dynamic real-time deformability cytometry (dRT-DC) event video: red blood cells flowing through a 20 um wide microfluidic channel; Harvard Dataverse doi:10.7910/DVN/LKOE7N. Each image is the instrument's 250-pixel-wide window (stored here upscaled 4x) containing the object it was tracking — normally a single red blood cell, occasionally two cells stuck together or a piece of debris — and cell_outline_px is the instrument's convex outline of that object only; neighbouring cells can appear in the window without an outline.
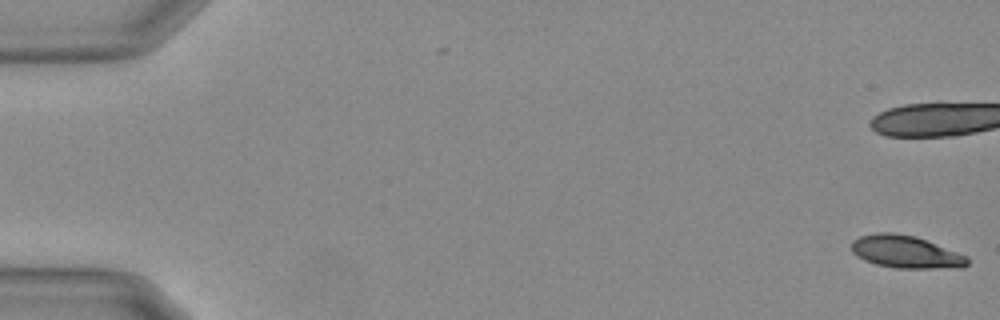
{"species": "Egyptian fruit bat (a non-hibernating species)", "species_latin": "Rousettus aegyptiacus", "temperature_condition": "warm", "stored_images_in_passage": 2, "camera_frame_rate_fps": 3000, "um_per_image_px": 0.085, "animal": {"sex": "female"}, "frame": {"image": 1, "passage_image": 2, "time_ms": 0.333, "image_size_px": [1000, 320], "cell_outline_px": [[968, 264], [960, 268], [896, 268], [876, 264], [864, 260], [856, 256], [852, 252], [852, 240], [860, 236], [876, 232], [892, 232], [916, 236], [968, 256]], "centroid_in_image_um": [76.98, 21.4], "position_along_channel_um": 8.0, "area_um2": 22.08}}